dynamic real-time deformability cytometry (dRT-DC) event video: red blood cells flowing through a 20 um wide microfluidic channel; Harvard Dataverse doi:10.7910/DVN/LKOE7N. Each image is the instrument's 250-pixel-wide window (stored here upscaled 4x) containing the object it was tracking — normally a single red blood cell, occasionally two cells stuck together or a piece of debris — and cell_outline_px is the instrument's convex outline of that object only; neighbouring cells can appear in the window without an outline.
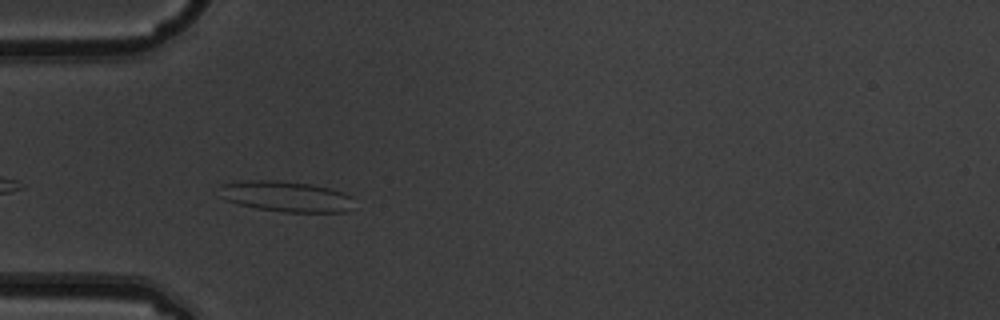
{"species": "common noctule bat (a hibernating species)", "species_latin": "Nyctalus noctula", "temperature_condition": "warm", "stored_images_in_passage": 8, "camera_frame_rate_fps": 3000, "um_per_image_px": 0.085, "animal": {"sex": "male", "body_mass_g": 19.5, "forearm_length_mm": 54.6}, "frame": {"image": 1, "passage_image": 5, "time_ms": 1.333, "image_size_px": [1000, 320], "cell_outline_px": [[348, 212], [284, 212], [256, 208], [240, 204], [228, 200], [220, 196], [220, 184], [248, 180], [280, 180], [312, 184], [344, 192], [348, 196]], "centroid_in_image_um": [24.24, 16.68], "position_along_channel_um": 60.8, "area_um2": 23.7}}
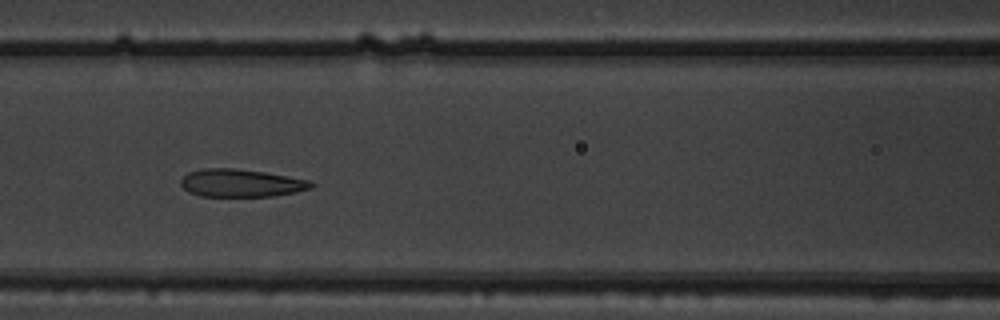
{"frame": {"image": 2, "passage_image": 7, "time_ms": 2.0, "image_size_px": [1000, 320], "cell_outline_px": [[316, 184], [312, 188], [296, 192], [272, 196], [200, 196], [188, 192], [180, 184], [180, 180], [188, 172], [200, 168], [232, 168], [264, 172], [288, 176], [308, 180]], "centroid_in_image_um": [20.47, 15.56], "position_along_channel_um": 146.1, "area_um2": 21.15}}
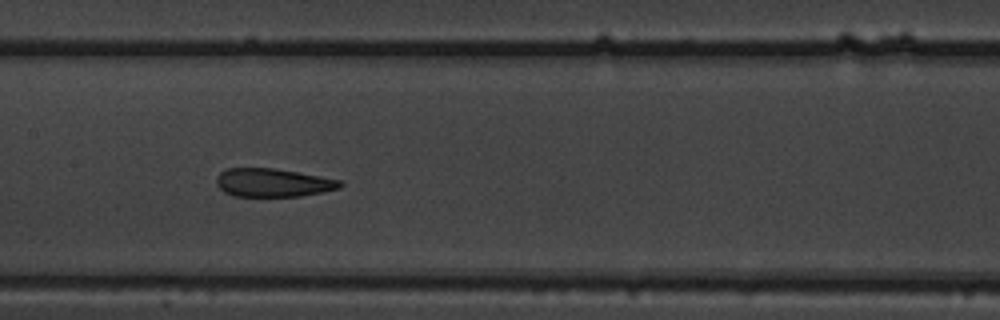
{"frame": {"image": 3, "passage_image": 8, "time_ms": 2.333, "image_size_px": [1000, 320], "cell_outline_px": [[344, 184], [340, 188], [300, 196], [236, 196], [224, 192], [216, 184], [216, 176], [220, 172], [228, 168], [276, 168], [344, 180]], "centroid_in_image_um": [23.22, 15.51], "position_along_channel_um": 184.2, "area_um2": 20.58}}